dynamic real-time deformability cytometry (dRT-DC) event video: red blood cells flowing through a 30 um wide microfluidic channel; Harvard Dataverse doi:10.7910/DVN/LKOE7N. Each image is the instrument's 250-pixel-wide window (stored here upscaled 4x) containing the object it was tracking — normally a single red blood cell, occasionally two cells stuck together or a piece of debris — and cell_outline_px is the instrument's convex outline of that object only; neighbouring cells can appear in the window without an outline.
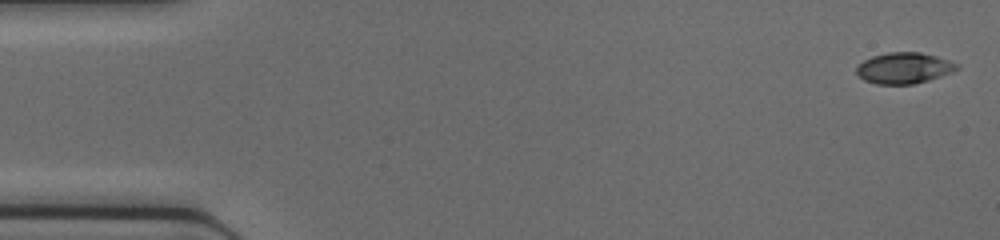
{"species": "common noctule bat (a hibernating species)", "species_latin": "Nyctalus noctula", "temperature_condition": "cold", "stored_images_in_passage": 45, "camera_frame_rate_fps": 3000, "um_per_image_px": 0.085, "animal": {"sex": "female", "body_mass_g": 17.0, "forearm_length_mm": 48.0}, "frame": {"image": 1, "passage_image": 1, "time_ms": 0.0, "image_size_px": [1000, 240], "cell_outline_px": [[960, 68], [952, 72], [928, 80], [912, 84], [876, 84], [864, 80], [856, 72], [856, 68], [864, 60], [872, 56], [888, 52], [920, 52], [936, 56], [960, 64]], "centroid_in_image_um": [76.86, 5.78], "position_along_channel_um": 8.1, "area_um2": 18.09}}
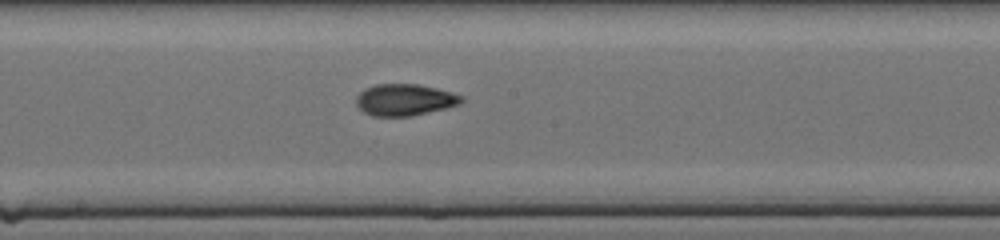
{"frame": {"image": 2, "passage_image": 24, "time_ms": 7.667, "image_size_px": [1000, 240], "cell_outline_px": [[464, 100], [460, 104], [448, 108], [412, 116], [372, 116], [364, 112], [356, 104], [356, 96], [364, 88], [376, 84], [416, 84], [436, 88], [452, 92], [464, 96]], "centroid_in_image_um": [34.42, 8.48], "position_along_channel_um": 213.8, "area_um2": 19.59}}
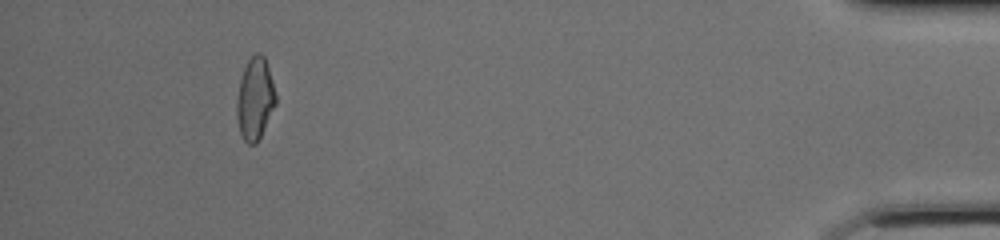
{"frame": {"image": 3, "passage_image": 42, "time_ms": 13.667, "image_size_px": [1000, 240], "cell_outline_px": [[276, 104], [256, 144], [248, 144], [244, 140], [240, 132], [236, 120], [236, 100], [240, 80], [244, 68], [248, 60], [256, 52], [260, 52], [264, 56], [268, 68], [276, 96]], "centroid_in_image_um": [21.65, 8.4], "position_along_channel_um": 413.5, "area_um2": 18.5}}